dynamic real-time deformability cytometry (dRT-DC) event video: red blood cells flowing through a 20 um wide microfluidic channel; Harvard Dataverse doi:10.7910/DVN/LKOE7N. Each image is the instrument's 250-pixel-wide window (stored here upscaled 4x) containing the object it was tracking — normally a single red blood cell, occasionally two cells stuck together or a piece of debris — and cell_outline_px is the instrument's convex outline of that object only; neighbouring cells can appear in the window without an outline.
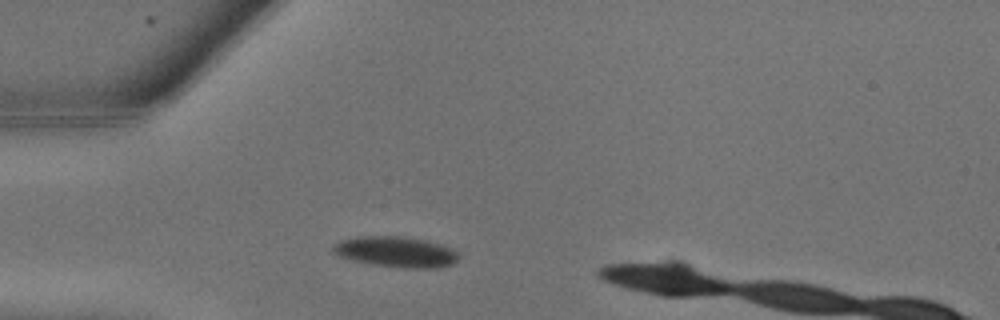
{"species": "common noctule bat (a hibernating species)", "species_latin": "Nyctalus noctula", "temperature_condition": "warm", "stored_images_in_passage": 6, "camera_frame_rate_fps": 3000, "um_per_image_px": 0.085, "animal": {"sex": "male", "body_mass_g": 13.3}, "frame": {"image": 1, "passage_image": 3, "time_ms": 0.667, "image_size_px": [1000, 320], "cell_outline_px": [[460, 256], [452, 264], [436, 268], [404, 268], [372, 264], [352, 260], [340, 256], [332, 252], [332, 244], [340, 240], [356, 236], [400, 236], [428, 240], [452, 248], [460, 252]], "centroid_in_image_um": [33.66, 21.4], "position_along_channel_um": 51.3, "area_um2": 22.72}}